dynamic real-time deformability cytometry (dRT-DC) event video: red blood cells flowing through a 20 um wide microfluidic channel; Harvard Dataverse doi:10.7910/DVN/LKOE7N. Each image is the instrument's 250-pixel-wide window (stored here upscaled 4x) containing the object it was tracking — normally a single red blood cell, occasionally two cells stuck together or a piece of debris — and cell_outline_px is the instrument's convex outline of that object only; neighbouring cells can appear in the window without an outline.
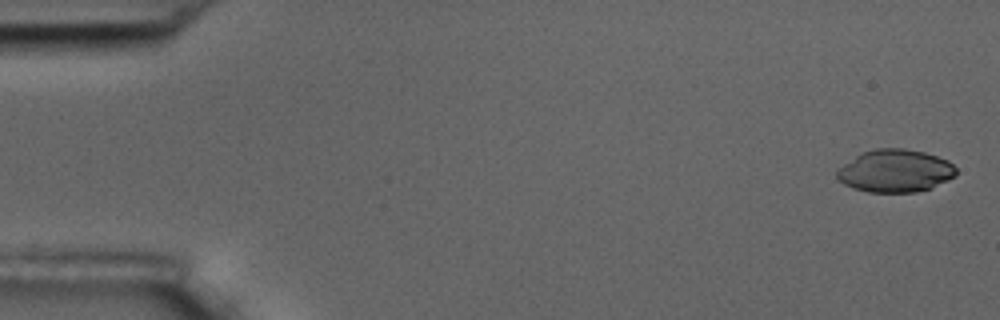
{"species": "common noctule bat (a hibernating species)", "species_latin": "Nyctalus noctula", "temperature_condition": "room temperature", "stored_images_in_passage": 5, "camera_frame_rate_fps": 3000, "um_per_image_px": 0.085, "animal": {"sex": "male", "body_mass_g": 17.5, "forearm_length_mm": 52.3}, "frame": {"image": 1, "passage_image": 1, "time_ms": 0.0, "image_size_px": [1000, 320], "cell_outline_px": [[956, 176], [932, 188], [916, 192], [868, 192], [852, 188], [844, 184], [836, 176], [836, 168], [856, 156], [864, 152], [876, 148], [904, 148], [924, 152], [948, 160], [956, 168]], "centroid_in_image_um": [76.09, 14.53], "position_along_channel_um": 8.9, "area_um2": 29.77}}